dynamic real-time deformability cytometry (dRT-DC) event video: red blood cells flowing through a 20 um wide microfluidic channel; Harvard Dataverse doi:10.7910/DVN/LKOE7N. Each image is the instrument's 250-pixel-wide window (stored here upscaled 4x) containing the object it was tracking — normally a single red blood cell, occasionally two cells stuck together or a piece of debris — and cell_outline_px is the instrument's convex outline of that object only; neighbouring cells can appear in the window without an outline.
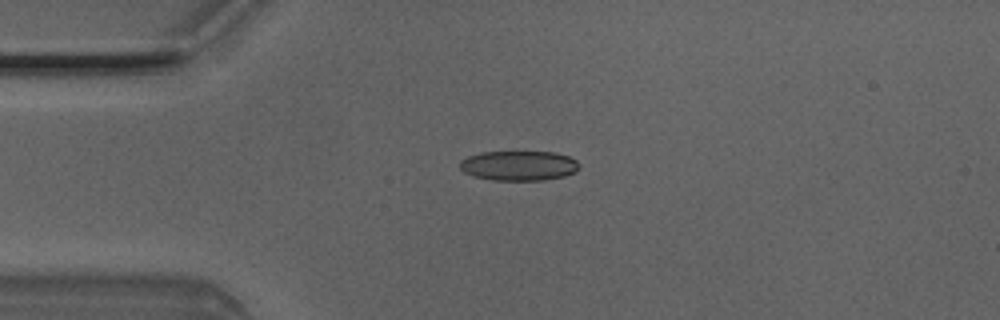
{"species": "Egyptian fruit bat (a non-hibernating species)", "species_latin": "Rousettus aegyptiacus", "temperature_condition": "room temperature", "stored_images_in_passage": 7, "camera_frame_rate_fps": 3000, "um_per_image_px": 0.085, "animal": {"sex": "male"}, "frame": {"image": 1, "passage_image": 4, "time_ms": 1.0, "image_size_px": [1000, 320], "cell_outline_px": [[580, 168], [576, 172], [564, 176], [544, 180], [492, 180], [476, 176], [464, 172], [460, 168], [460, 160], [468, 156], [484, 152], [552, 152], [568, 156], [576, 160], [580, 164]], "centroid_in_image_um": [44.13, 14.08], "position_along_channel_um": 40.9, "area_um2": 20.69}}